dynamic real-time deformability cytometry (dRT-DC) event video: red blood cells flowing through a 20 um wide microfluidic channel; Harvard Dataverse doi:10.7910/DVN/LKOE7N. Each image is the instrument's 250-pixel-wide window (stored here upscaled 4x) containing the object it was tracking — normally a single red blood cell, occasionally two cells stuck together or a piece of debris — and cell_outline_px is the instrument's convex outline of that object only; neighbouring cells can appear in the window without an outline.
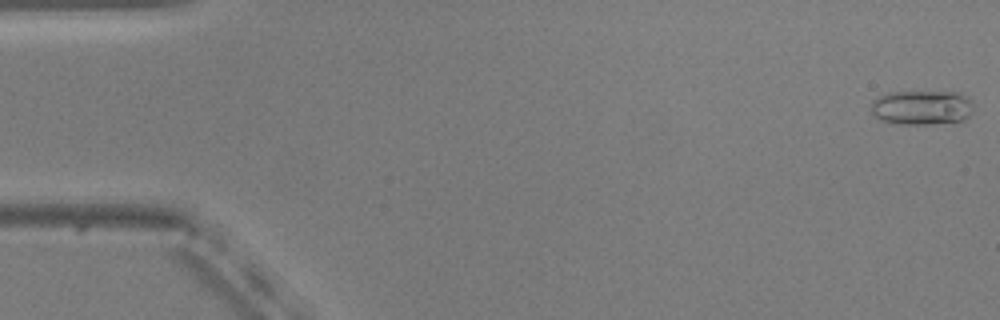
{"species": "common noctule bat (a hibernating species)", "species_latin": "Nyctalus noctula", "temperature_condition": "warm", "stored_images_in_passage": 54, "camera_frame_rate_fps": 3000, "um_per_image_px": 0.085, "animal": {"sex": "male", "body_mass_g": 20.5, "forearm_length_mm": 52.5}, "frame": {"image": 1, "passage_image": 1, "time_ms": 0.0, "image_size_px": [1000, 320], "cell_outline_px": [[972, 112], [960, 124], [892, 124], [880, 120], [872, 116], [872, 100], [888, 92], [960, 92], [968, 96], [972, 100]], "centroid_in_image_um": [78.39, 9.17], "position_along_channel_um": 6.6, "area_um2": 21.33}}
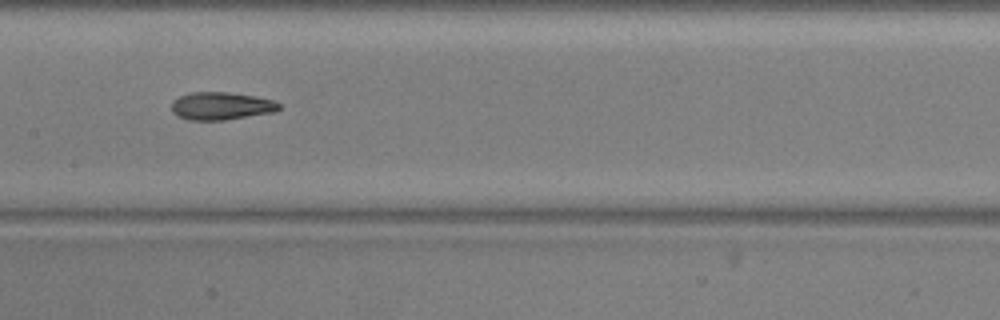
{"frame": {"image": 2, "passage_image": 27, "time_ms": 8.667, "image_size_px": [1000, 320], "cell_outline_px": [[280, 108], [276, 112], [224, 120], [188, 120], [176, 116], [172, 112], [172, 100], [180, 96], [192, 92], [228, 92], [256, 96], [272, 100], [280, 104]], "centroid_in_image_um": [18.79, 9.01], "position_along_channel_um": 188.6, "area_um2": 17.51}}
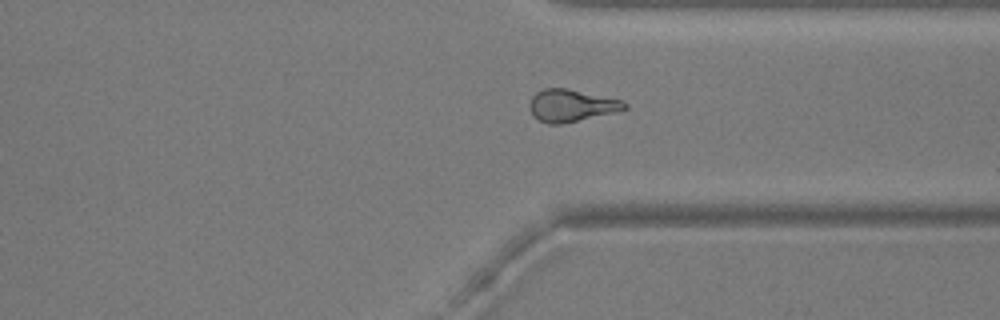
{"frame": {"image": 3, "passage_image": 41, "time_ms": 13.333, "image_size_px": [1000, 320], "cell_outline_px": [[628, 108], [620, 112], [560, 124], [548, 124], [532, 116], [528, 108], [528, 104], [532, 96], [536, 92], [544, 88], [568, 88], [624, 100], [628, 104]], "centroid_in_image_um": [48.59, 8.97], "position_along_channel_um": 362.8, "area_um2": 18.32}, "authors_computed_cell_mechanics": {"area_um2": 17.9758, "velocity_mm_per_s": 3.7417, "shape_relaxation_time_tau1_ms": 5.5433, "shape_relaxation_time_tau2_ms": 2.2807, "deformation_change_tau1": 0.1655, "deformation_change_tau2": 0.0908}}